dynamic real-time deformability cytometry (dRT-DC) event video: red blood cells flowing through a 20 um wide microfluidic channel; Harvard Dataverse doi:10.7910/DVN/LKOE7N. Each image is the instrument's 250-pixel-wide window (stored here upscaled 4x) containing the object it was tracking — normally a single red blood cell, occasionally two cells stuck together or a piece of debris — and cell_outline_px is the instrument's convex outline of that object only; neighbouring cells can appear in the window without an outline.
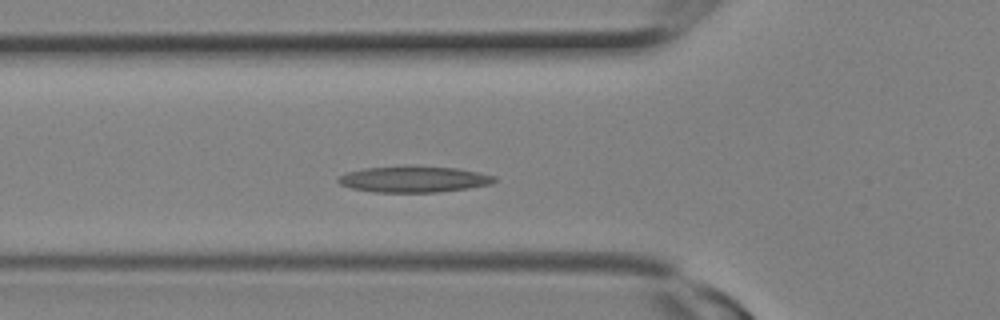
{"species": "Egyptian fruit bat (a non-hibernating species)", "species_latin": "Rousettus aegyptiacus", "temperature_condition": "room temperature", "stored_images_in_passage": 15, "camera_frame_rate_fps": 3000, "um_per_image_px": 0.085, "animal": {"sex": "female"}, "frame": {"image": 1, "passage_image": 7, "time_ms": 2.0, "image_size_px": [1000, 320], "cell_outline_px": [[496, 180], [492, 184], [468, 188], [436, 192], [372, 192], [352, 188], [340, 184], [336, 180], [344, 172], [364, 168], [456, 168], [496, 176]], "centroid_in_image_um": [35.15, 15.27], "position_along_channel_um": 90.6, "area_um2": 22.95}}
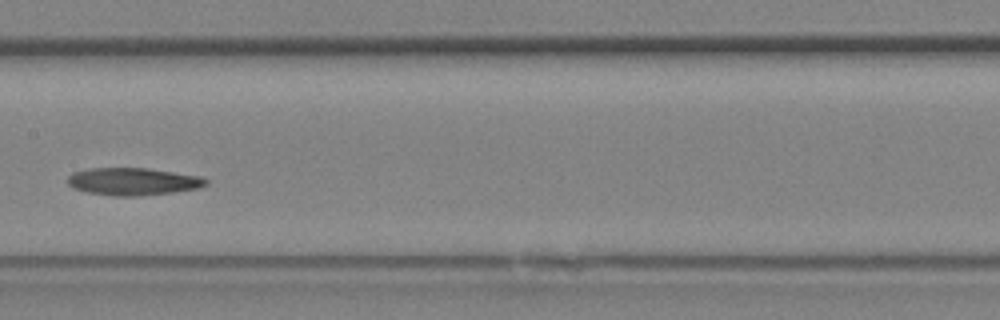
{"frame": {"image": 2, "passage_image": 11, "time_ms": 3.333, "image_size_px": [1000, 320], "cell_outline_px": [[208, 184], [200, 188], [172, 192], [140, 196], [112, 196], [88, 192], [72, 188], [68, 184], [68, 176], [72, 172], [88, 168], [148, 168], [200, 176], [208, 180]], "centroid_in_image_um": [11.3, 15.43], "position_along_channel_um": 196.1, "area_um2": 22.25}}
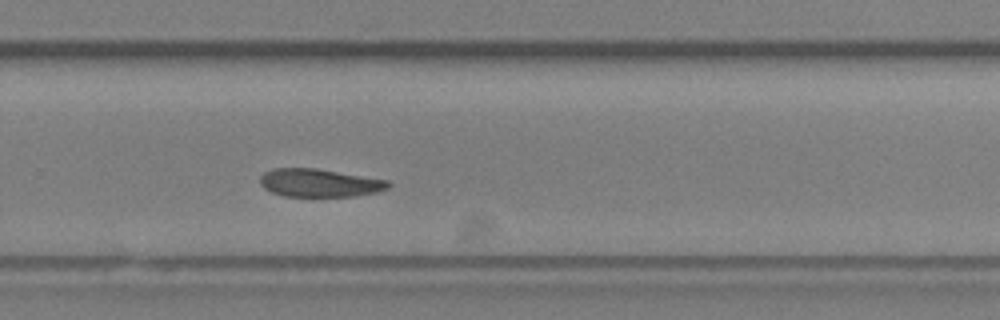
{"frame": {"image": 3, "passage_image": 15, "time_ms": 4.667, "image_size_px": [1000, 320], "cell_outline_px": [[392, 184], [388, 188], [376, 192], [356, 196], [284, 196], [272, 192], [264, 188], [260, 184], [260, 176], [264, 172], [272, 168], [316, 168], [388, 180]], "centroid_in_image_um": [27.14, 15.54], "position_along_channel_um": 302.7, "area_um2": 20.98}}